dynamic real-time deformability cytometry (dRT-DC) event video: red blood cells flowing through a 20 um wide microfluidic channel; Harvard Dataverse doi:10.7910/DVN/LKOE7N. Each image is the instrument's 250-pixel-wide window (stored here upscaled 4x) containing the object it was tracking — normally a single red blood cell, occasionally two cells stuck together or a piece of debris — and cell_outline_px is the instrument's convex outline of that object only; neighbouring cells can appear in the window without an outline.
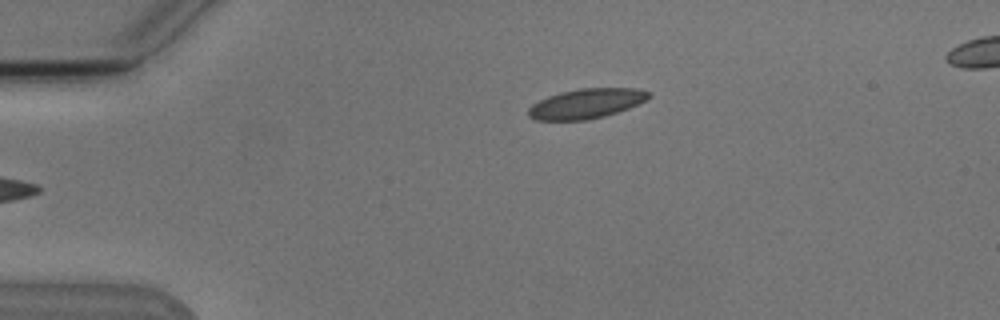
{"species": "Egyptian fruit bat (a non-hibernating species)", "species_latin": "Rousettus aegyptiacus", "temperature_condition": "cold", "stored_images_in_passage": 7, "camera_frame_rate_fps": 3000, "um_per_image_px": 0.085, "animal": {"sex": "male"}, "frame": {"image": 1, "passage_image": 7, "time_ms": 8.0, "image_size_px": [1000, 320], "cell_outline_px": [[652, 96], [628, 108], [604, 116], [588, 120], [536, 120], [528, 116], [528, 108], [532, 104], [548, 96], [560, 92], [580, 88], [636, 88], [648, 92]], "centroid_in_image_um": [49.8, 8.8], "position_along_channel_um": 35.2, "area_um2": 20.75}}